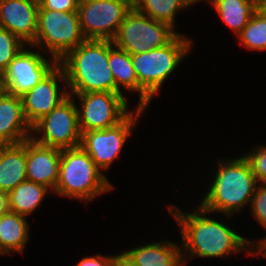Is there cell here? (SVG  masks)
Returning a JSON list of instances; mask_svg holds the SVG:
<instances>
[{
    "instance_id": "6da1fadb",
    "label": "cell",
    "mask_w": 266,
    "mask_h": 266,
    "mask_svg": "<svg viewBox=\"0 0 266 266\" xmlns=\"http://www.w3.org/2000/svg\"><path fill=\"white\" fill-rule=\"evenodd\" d=\"M178 209L176 207L175 210L169 208V211L181 227L184 253L190 251L189 255L211 258L240 252L241 249L246 250L255 245L225 224L209 217L200 216L208 213L201 206L195 213L190 214ZM249 244L250 246H248Z\"/></svg>"
},
{
    "instance_id": "5bb4252c",
    "label": "cell",
    "mask_w": 266,
    "mask_h": 266,
    "mask_svg": "<svg viewBox=\"0 0 266 266\" xmlns=\"http://www.w3.org/2000/svg\"><path fill=\"white\" fill-rule=\"evenodd\" d=\"M38 0H0V27L32 44L37 35Z\"/></svg>"
},
{
    "instance_id": "2e32d148",
    "label": "cell",
    "mask_w": 266,
    "mask_h": 266,
    "mask_svg": "<svg viewBox=\"0 0 266 266\" xmlns=\"http://www.w3.org/2000/svg\"><path fill=\"white\" fill-rule=\"evenodd\" d=\"M27 129L32 127L24 116L22 98L5 92L0 97V135L8 144H19L32 137Z\"/></svg>"
},
{
    "instance_id": "3957f363",
    "label": "cell",
    "mask_w": 266,
    "mask_h": 266,
    "mask_svg": "<svg viewBox=\"0 0 266 266\" xmlns=\"http://www.w3.org/2000/svg\"><path fill=\"white\" fill-rule=\"evenodd\" d=\"M231 161V162H230ZM229 162H219V169L201 207L208 213L224 212L227 216L239 212L250 203L257 188V179L247 159L239 157Z\"/></svg>"
},
{
    "instance_id": "277c9868",
    "label": "cell",
    "mask_w": 266,
    "mask_h": 266,
    "mask_svg": "<svg viewBox=\"0 0 266 266\" xmlns=\"http://www.w3.org/2000/svg\"><path fill=\"white\" fill-rule=\"evenodd\" d=\"M189 38L177 34L167 45L131 55L132 65L139 82V105L146 108L161 84L189 52Z\"/></svg>"
},
{
    "instance_id": "ac0fdd59",
    "label": "cell",
    "mask_w": 266,
    "mask_h": 266,
    "mask_svg": "<svg viewBox=\"0 0 266 266\" xmlns=\"http://www.w3.org/2000/svg\"><path fill=\"white\" fill-rule=\"evenodd\" d=\"M138 266H185V254L172 242H155L125 251Z\"/></svg>"
},
{
    "instance_id": "7402d4cb",
    "label": "cell",
    "mask_w": 266,
    "mask_h": 266,
    "mask_svg": "<svg viewBox=\"0 0 266 266\" xmlns=\"http://www.w3.org/2000/svg\"><path fill=\"white\" fill-rule=\"evenodd\" d=\"M201 1V0H199ZM221 19L238 35L258 9L246 0H210Z\"/></svg>"
},
{
    "instance_id": "ffe728a7",
    "label": "cell",
    "mask_w": 266,
    "mask_h": 266,
    "mask_svg": "<svg viewBox=\"0 0 266 266\" xmlns=\"http://www.w3.org/2000/svg\"><path fill=\"white\" fill-rule=\"evenodd\" d=\"M48 191L49 188L42 184L28 180L21 182L8 193L9 211L24 217L30 215L39 206Z\"/></svg>"
},
{
    "instance_id": "d590c367",
    "label": "cell",
    "mask_w": 266,
    "mask_h": 266,
    "mask_svg": "<svg viewBox=\"0 0 266 266\" xmlns=\"http://www.w3.org/2000/svg\"><path fill=\"white\" fill-rule=\"evenodd\" d=\"M111 1H134V0H111Z\"/></svg>"
},
{
    "instance_id": "52a82bcc",
    "label": "cell",
    "mask_w": 266,
    "mask_h": 266,
    "mask_svg": "<svg viewBox=\"0 0 266 266\" xmlns=\"http://www.w3.org/2000/svg\"><path fill=\"white\" fill-rule=\"evenodd\" d=\"M177 34L170 25L132 7L112 41L114 46L134 55L167 45Z\"/></svg>"
},
{
    "instance_id": "d6a6232c",
    "label": "cell",
    "mask_w": 266,
    "mask_h": 266,
    "mask_svg": "<svg viewBox=\"0 0 266 266\" xmlns=\"http://www.w3.org/2000/svg\"><path fill=\"white\" fill-rule=\"evenodd\" d=\"M249 3H252L258 10L266 9V0H246Z\"/></svg>"
},
{
    "instance_id": "836d02e7",
    "label": "cell",
    "mask_w": 266,
    "mask_h": 266,
    "mask_svg": "<svg viewBox=\"0 0 266 266\" xmlns=\"http://www.w3.org/2000/svg\"><path fill=\"white\" fill-rule=\"evenodd\" d=\"M6 92L3 73L0 72V97Z\"/></svg>"
},
{
    "instance_id": "5b68a950",
    "label": "cell",
    "mask_w": 266,
    "mask_h": 266,
    "mask_svg": "<svg viewBox=\"0 0 266 266\" xmlns=\"http://www.w3.org/2000/svg\"><path fill=\"white\" fill-rule=\"evenodd\" d=\"M113 185L81 146L62 149L59 178L54 193L90 201Z\"/></svg>"
},
{
    "instance_id": "d4e9b609",
    "label": "cell",
    "mask_w": 266,
    "mask_h": 266,
    "mask_svg": "<svg viewBox=\"0 0 266 266\" xmlns=\"http://www.w3.org/2000/svg\"><path fill=\"white\" fill-rule=\"evenodd\" d=\"M24 42L9 30L0 27V72L3 73L8 64L24 48Z\"/></svg>"
},
{
    "instance_id": "484cf974",
    "label": "cell",
    "mask_w": 266,
    "mask_h": 266,
    "mask_svg": "<svg viewBox=\"0 0 266 266\" xmlns=\"http://www.w3.org/2000/svg\"><path fill=\"white\" fill-rule=\"evenodd\" d=\"M250 164L252 173L255 175L257 182L266 184V147L258 148L250 154L244 155Z\"/></svg>"
},
{
    "instance_id": "4dcf8cb0",
    "label": "cell",
    "mask_w": 266,
    "mask_h": 266,
    "mask_svg": "<svg viewBox=\"0 0 266 266\" xmlns=\"http://www.w3.org/2000/svg\"><path fill=\"white\" fill-rule=\"evenodd\" d=\"M8 211V193L0 191V216Z\"/></svg>"
},
{
    "instance_id": "4316f807",
    "label": "cell",
    "mask_w": 266,
    "mask_h": 266,
    "mask_svg": "<svg viewBox=\"0 0 266 266\" xmlns=\"http://www.w3.org/2000/svg\"><path fill=\"white\" fill-rule=\"evenodd\" d=\"M252 214L266 229V184L257 186L251 200Z\"/></svg>"
},
{
    "instance_id": "8fae6325",
    "label": "cell",
    "mask_w": 266,
    "mask_h": 266,
    "mask_svg": "<svg viewBox=\"0 0 266 266\" xmlns=\"http://www.w3.org/2000/svg\"><path fill=\"white\" fill-rule=\"evenodd\" d=\"M143 109L137 107L135 115L130 112L120 123L110 128L82 133L80 146L98 168H108L119 156Z\"/></svg>"
},
{
    "instance_id": "e0dca14e",
    "label": "cell",
    "mask_w": 266,
    "mask_h": 266,
    "mask_svg": "<svg viewBox=\"0 0 266 266\" xmlns=\"http://www.w3.org/2000/svg\"><path fill=\"white\" fill-rule=\"evenodd\" d=\"M26 176V140L0 150V191L11 192Z\"/></svg>"
},
{
    "instance_id": "f546056e",
    "label": "cell",
    "mask_w": 266,
    "mask_h": 266,
    "mask_svg": "<svg viewBox=\"0 0 266 266\" xmlns=\"http://www.w3.org/2000/svg\"><path fill=\"white\" fill-rule=\"evenodd\" d=\"M111 266H138L126 253L113 256Z\"/></svg>"
},
{
    "instance_id": "83f0119b",
    "label": "cell",
    "mask_w": 266,
    "mask_h": 266,
    "mask_svg": "<svg viewBox=\"0 0 266 266\" xmlns=\"http://www.w3.org/2000/svg\"><path fill=\"white\" fill-rule=\"evenodd\" d=\"M80 0H38L39 9L61 12L77 11Z\"/></svg>"
},
{
    "instance_id": "cb8c5ba5",
    "label": "cell",
    "mask_w": 266,
    "mask_h": 266,
    "mask_svg": "<svg viewBox=\"0 0 266 266\" xmlns=\"http://www.w3.org/2000/svg\"><path fill=\"white\" fill-rule=\"evenodd\" d=\"M238 36L246 48L266 50V9H259Z\"/></svg>"
},
{
    "instance_id": "30bf717a",
    "label": "cell",
    "mask_w": 266,
    "mask_h": 266,
    "mask_svg": "<svg viewBox=\"0 0 266 266\" xmlns=\"http://www.w3.org/2000/svg\"><path fill=\"white\" fill-rule=\"evenodd\" d=\"M80 99L82 109L77 107L81 134L104 130L120 123L130 112L123 94L115 92L74 93Z\"/></svg>"
},
{
    "instance_id": "44dd1931",
    "label": "cell",
    "mask_w": 266,
    "mask_h": 266,
    "mask_svg": "<svg viewBox=\"0 0 266 266\" xmlns=\"http://www.w3.org/2000/svg\"><path fill=\"white\" fill-rule=\"evenodd\" d=\"M109 40V66L115 81V93H121L120 85L139 92V82L132 65L131 54L115 46Z\"/></svg>"
},
{
    "instance_id": "603a6c76",
    "label": "cell",
    "mask_w": 266,
    "mask_h": 266,
    "mask_svg": "<svg viewBox=\"0 0 266 266\" xmlns=\"http://www.w3.org/2000/svg\"><path fill=\"white\" fill-rule=\"evenodd\" d=\"M199 0H134L133 7L146 16L174 29L175 13Z\"/></svg>"
},
{
    "instance_id": "e575fe53",
    "label": "cell",
    "mask_w": 266,
    "mask_h": 266,
    "mask_svg": "<svg viewBox=\"0 0 266 266\" xmlns=\"http://www.w3.org/2000/svg\"><path fill=\"white\" fill-rule=\"evenodd\" d=\"M7 145H8V143L0 135V150L3 149L4 147H6Z\"/></svg>"
},
{
    "instance_id": "1f68e13d",
    "label": "cell",
    "mask_w": 266,
    "mask_h": 266,
    "mask_svg": "<svg viewBox=\"0 0 266 266\" xmlns=\"http://www.w3.org/2000/svg\"><path fill=\"white\" fill-rule=\"evenodd\" d=\"M261 240H262V242L260 241V243L257 244V246H256V248H258V249H256V250H258L257 254L259 253V255L266 257V237L261 239ZM260 253H262V254H260Z\"/></svg>"
},
{
    "instance_id": "4fadbf2b",
    "label": "cell",
    "mask_w": 266,
    "mask_h": 266,
    "mask_svg": "<svg viewBox=\"0 0 266 266\" xmlns=\"http://www.w3.org/2000/svg\"><path fill=\"white\" fill-rule=\"evenodd\" d=\"M57 77L66 83V74L60 64L21 97L24 116L31 127L69 96L70 92L65 89L63 93L59 92Z\"/></svg>"
},
{
    "instance_id": "7c38bea8",
    "label": "cell",
    "mask_w": 266,
    "mask_h": 266,
    "mask_svg": "<svg viewBox=\"0 0 266 266\" xmlns=\"http://www.w3.org/2000/svg\"><path fill=\"white\" fill-rule=\"evenodd\" d=\"M52 62L49 63L39 52L23 48L3 72L6 92L22 97L59 64L56 59Z\"/></svg>"
},
{
    "instance_id": "ba28073f",
    "label": "cell",
    "mask_w": 266,
    "mask_h": 266,
    "mask_svg": "<svg viewBox=\"0 0 266 266\" xmlns=\"http://www.w3.org/2000/svg\"><path fill=\"white\" fill-rule=\"evenodd\" d=\"M43 133L41 137H31L36 143L58 149L76 148L81 144L77 106L72 95L63 100L49 114L43 116L32 130Z\"/></svg>"
},
{
    "instance_id": "9a60e30c",
    "label": "cell",
    "mask_w": 266,
    "mask_h": 266,
    "mask_svg": "<svg viewBox=\"0 0 266 266\" xmlns=\"http://www.w3.org/2000/svg\"><path fill=\"white\" fill-rule=\"evenodd\" d=\"M61 149L26 140L27 180L42 184L54 192L59 178Z\"/></svg>"
},
{
    "instance_id": "8992f818",
    "label": "cell",
    "mask_w": 266,
    "mask_h": 266,
    "mask_svg": "<svg viewBox=\"0 0 266 266\" xmlns=\"http://www.w3.org/2000/svg\"><path fill=\"white\" fill-rule=\"evenodd\" d=\"M85 40L77 11L38 9L37 35L32 46L44 43L52 59L59 62Z\"/></svg>"
},
{
    "instance_id": "9c48e42d",
    "label": "cell",
    "mask_w": 266,
    "mask_h": 266,
    "mask_svg": "<svg viewBox=\"0 0 266 266\" xmlns=\"http://www.w3.org/2000/svg\"><path fill=\"white\" fill-rule=\"evenodd\" d=\"M134 1L80 0L77 13L86 39L113 40Z\"/></svg>"
},
{
    "instance_id": "d6986e66",
    "label": "cell",
    "mask_w": 266,
    "mask_h": 266,
    "mask_svg": "<svg viewBox=\"0 0 266 266\" xmlns=\"http://www.w3.org/2000/svg\"><path fill=\"white\" fill-rule=\"evenodd\" d=\"M28 223L24 216L8 211L0 216V254L23 252L28 239Z\"/></svg>"
},
{
    "instance_id": "7a4b0ae2",
    "label": "cell",
    "mask_w": 266,
    "mask_h": 266,
    "mask_svg": "<svg viewBox=\"0 0 266 266\" xmlns=\"http://www.w3.org/2000/svg\"><path fill=\"white\" fill-rule=\"evenodd\" d=\"M59 64L73 93L115 92L109 66V40L86 39Z\"/></svg>"
},
{
    "instance_id": "f1b7e54d",
    "label": "cell",
    "mask_w": 266,
    "mask_h": 266,
    "mask_svg": "<svg viewBox=\"0 0 266 266\" xmlns=\"http://www.w3.org/2000/svg\"><path fill=\"white\" fill-rule=\"evenodd\" d=\"M112 258V256L106 257L101 255L84 257L76 266H111Z\"/></svg>"
}]
</instances>
